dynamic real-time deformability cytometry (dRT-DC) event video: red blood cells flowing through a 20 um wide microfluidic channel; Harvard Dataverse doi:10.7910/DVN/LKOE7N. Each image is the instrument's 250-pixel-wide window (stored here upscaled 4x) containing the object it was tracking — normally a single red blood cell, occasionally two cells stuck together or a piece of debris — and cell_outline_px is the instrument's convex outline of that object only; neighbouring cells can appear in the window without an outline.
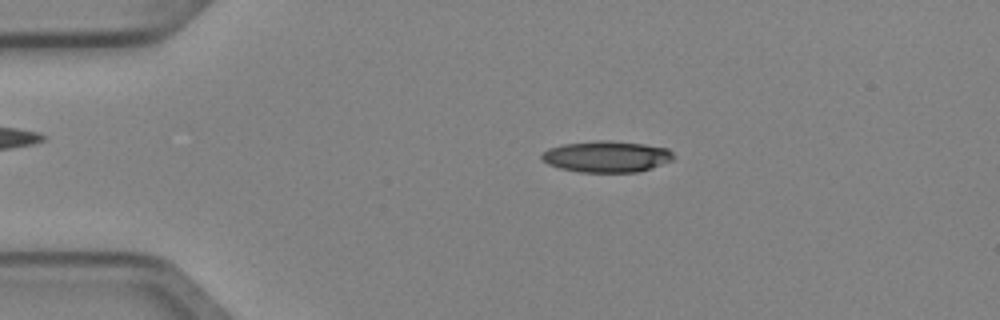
{"species": "Egyptian fruit bat (a non-hibernating species)", "species_latin": "Rousettus aegyptiacus", "temperature_condition": "cold", "stored_images_in_passage": 3, "camera_frame_rate_fps": 3000, "um_per_image_px": 0.085, "animal": {"sex": "female"}, "frame": {"image": 1, "passage_image": 2, "time_ms": 0.333, "image_size_px": [1000, 320], "cell_outline_px": [[672, 160], [652, 168], [636, 172], [580, 172], [560, 168], [548, 164], [540, 160], [540, 156], [548, 148], [564, 144], [600, 140], [608, 140], [644, 144], [668, 148], [672, 152]], "centroid_in_image_um": [51.54, 13.31], "position_along_channel_um": 33.5, "area_um2": 23.99}}